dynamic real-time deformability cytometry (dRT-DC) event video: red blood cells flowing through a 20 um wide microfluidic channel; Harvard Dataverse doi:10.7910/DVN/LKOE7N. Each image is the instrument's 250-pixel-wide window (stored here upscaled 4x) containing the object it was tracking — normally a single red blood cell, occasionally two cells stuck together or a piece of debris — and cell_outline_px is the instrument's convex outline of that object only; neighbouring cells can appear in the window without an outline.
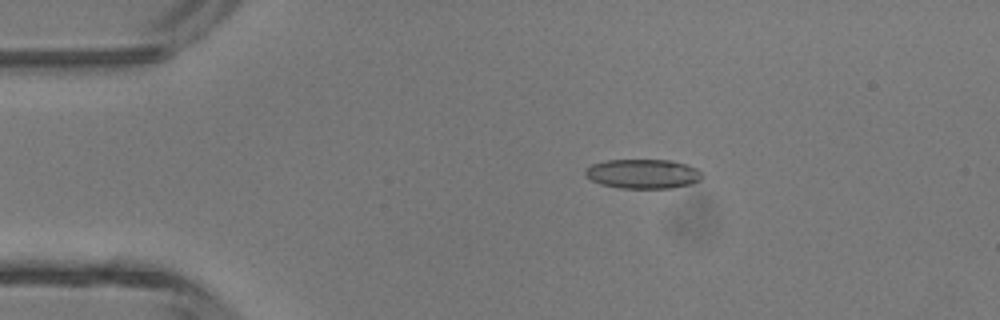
{"species": "common noctule bat (a hibernating species)", "species_latin": "Nyctalus noctula", "temperature_condition": "room temperature", "stored_images_in_passage": 3, "camera_frame_rate_fps": 3000, "um_per_image_px": 0.085, "animal": {"sex": "male", "body_mass_g": 13.3}, "frame": {"image": 1, "passage_image": 2, "time_ms": 0.333, "image_size_px": [1000, 320], "cell_outline_px": [[704, 176], [700, 180], [692, 184], [672, 188], [620, 188], [600, 184], [584, 176], [584, 172], [592, 164], [604, 160], [672, 160], [696, 168]], "centroid_in_image_um": [54.65, 14.78], "position_along_channel_um": 30.4, "area_um2": 20.11}}